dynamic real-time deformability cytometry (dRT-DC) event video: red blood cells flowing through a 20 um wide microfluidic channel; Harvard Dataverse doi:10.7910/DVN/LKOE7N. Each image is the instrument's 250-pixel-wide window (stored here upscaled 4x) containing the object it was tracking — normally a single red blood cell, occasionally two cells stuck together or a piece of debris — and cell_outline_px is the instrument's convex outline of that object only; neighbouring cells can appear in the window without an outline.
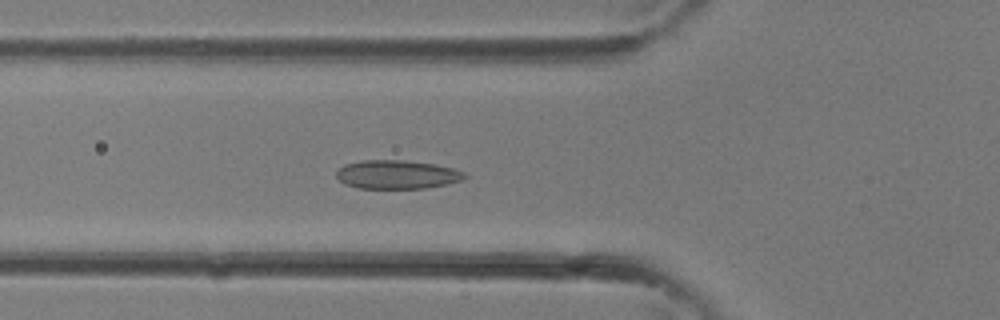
{"species": "common noctule bat (a hibernating species)", "species_latin": "Nyctalus noctula", "temperature_condition": "room temperature", "stored_images_in_passage": 25, "camera_frame_rate_fps": 3000, "um_per_image_px": 0.085, "animal": {"sex": "female"}, "frame": {"image": 1, "passage_image": 2, "time_ms": 0.333, "image_size_px": [1000, 320], "cell_outline_px": [[468, 176], [464, 180], [448, 184], [428, 188], [360, 188], [344, 184], [336, 176], [336, 172], [344, 164], [360, 160], [404, 160], [436, 164], [452, 168], [464, 172]], "centroid_in_image_um": [33.77, 14.83], "position_along_channel_um": 92.0, "area_um2": 21.62}}
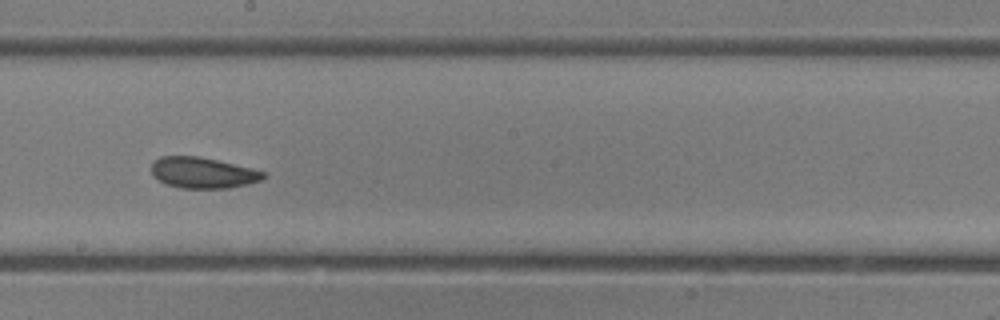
{"frame": {"image": 2, "passage_image": 9, "time_ms": 2.667, "image_size_px": [1000, 320], "cell_outline_px": [[268, 176], [260, 180], [248, 184], [228, 188], [180, 188], [168, 184], [152, 176], [152, 160], [160, 156], [200, 156], [252, 168], [264, 172]], "centroid_in_image_um": [17.23, 14.67], "position_along_channel_um": 231.0, "area_um2": 20.23}}
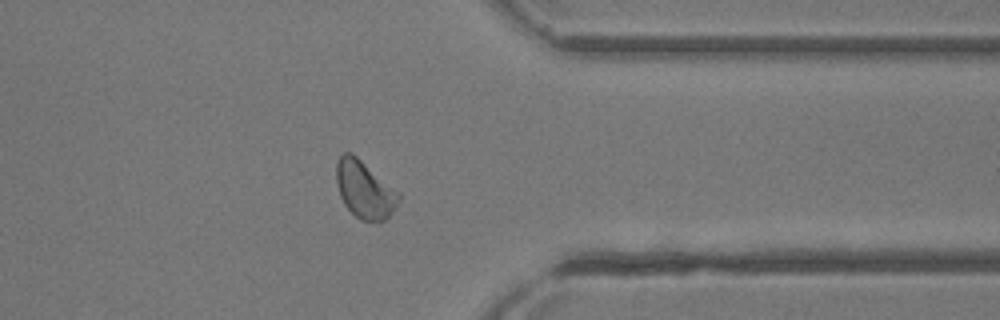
{"frame": {"image": 3, "passage_image": 17, "time_ms": 5.333, "image_size_px": [1000, 320], "cell_outline_px": [[400, 200], [396, 208], [384, 220], [360, 220], [344, 204], [340, 196], [336, 180], [336, 164], [340, 156], [344, 152], [352, 152], [400, 192]], "centroid_in_image_um": [31.0, 16.09], "position_along_channel_um": 380.4, "area_um2": 20.81}}